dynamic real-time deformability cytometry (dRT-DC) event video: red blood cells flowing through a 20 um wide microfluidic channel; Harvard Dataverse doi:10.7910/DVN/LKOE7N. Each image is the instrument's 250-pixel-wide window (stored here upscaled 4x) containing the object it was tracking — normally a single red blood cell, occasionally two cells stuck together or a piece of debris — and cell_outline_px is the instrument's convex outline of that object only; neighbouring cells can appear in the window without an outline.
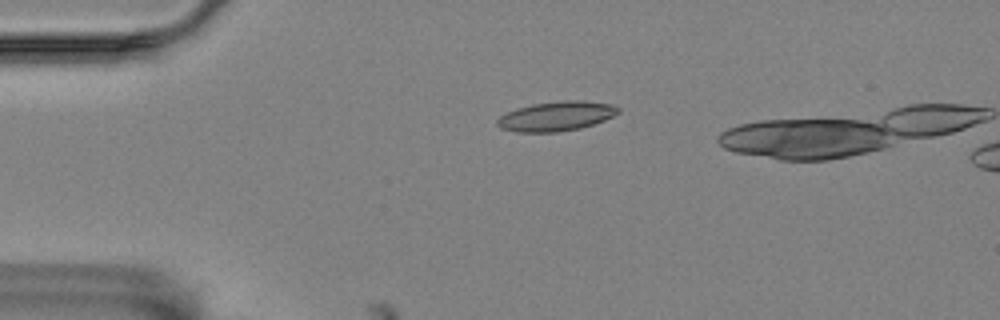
{"species": "Egyptian fruit bat (a non-hibernating species)", "species_latin": "Rousettus aegyptiacus", "temperature_condition": "room temperature", "stored_images_in_passage": 6, "camera_frame_rate_fps": 3000, "um_per_image_px": 0.085, "animal": {"sex": "female"}, "frame": {"image": 1, "passage_image": 3, "time_ms": 2.333, "image_size_px": [1000, 320], "cell_outline_px": [[620, 112], [604, 120], [580, 128], [560, 132], [516, 132], [500, 128], [496, 124], [496, 120], [500, 116], [516, 108], [532, 104], [564, 100], [580, 100], [612, 104], [620, 108]], "centroid_in_image_um": [47.27, 9.87], "position_along_channel_um": 37.7, "area_um2": 20.87}}